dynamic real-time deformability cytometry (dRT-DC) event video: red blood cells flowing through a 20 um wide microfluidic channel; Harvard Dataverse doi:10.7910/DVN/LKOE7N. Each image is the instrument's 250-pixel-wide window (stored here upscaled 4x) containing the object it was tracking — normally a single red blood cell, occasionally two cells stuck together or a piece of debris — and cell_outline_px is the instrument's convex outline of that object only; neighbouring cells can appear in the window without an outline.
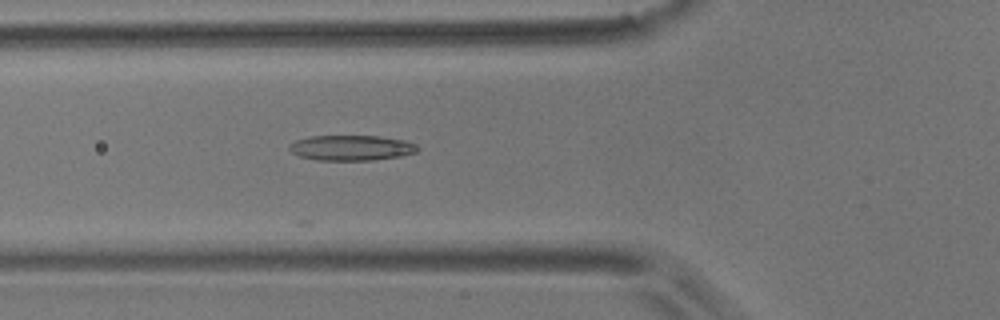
{"species": "common noctule bat (a hibernating species)", "species_latin": "Nyctalus noctula", "temperature_condition": "room temperature", "stored_images_in_passage": 5, "camera_frame_rate_fps": 3000, "um_per_image_px": 0.085, "animal": {"sex": "male", "body_mass_g": 17.9}, "frame": {"image": 1, "passage_image": 5, "time_ms": 1.333, "image_size_px": [1000, 320], "cell_outline_px": [[420, 148], [416, 152], [400, 156], [372, 160], [316, 160], [300, 156], [292, 152], [288, 148], [296, 140], [308, 136], [380, 136], [404, 140], [416, 144]], "centroid_in_image_um": [29.88, 12.56], "position_along_channel_um": 95.9, "area_um2": 18.84}}